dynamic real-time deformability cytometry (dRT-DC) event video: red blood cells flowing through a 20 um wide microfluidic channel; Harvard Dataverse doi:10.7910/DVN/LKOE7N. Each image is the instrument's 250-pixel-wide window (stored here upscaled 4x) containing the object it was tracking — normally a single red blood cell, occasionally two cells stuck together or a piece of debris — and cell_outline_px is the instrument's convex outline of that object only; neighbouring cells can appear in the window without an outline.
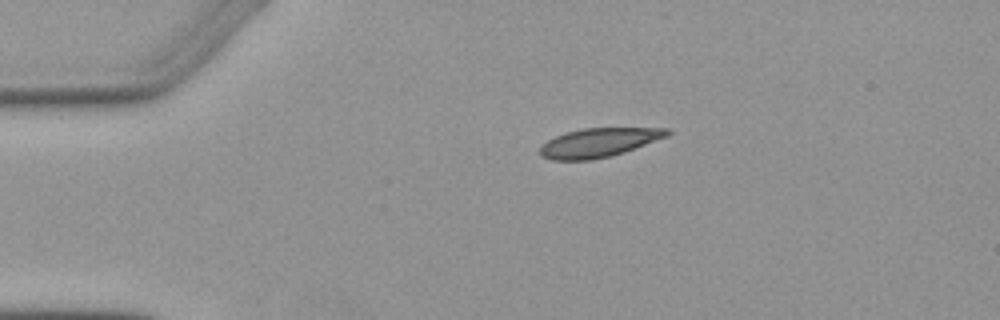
{"species": "Egyptian fruit bat (a non-hibernating species)", "species_latin": "Rousettus aegyptiacus", "temperature_condition": "warm", "stored_images_in_passage": 4, "camera_frame_rate_fps": 3000, "um_per_image_px": 0.085, "animal": {"sex": "female"}, "frame": {"image": 1, "passage_image": 1, "time_ms": 0.0, "image_size_px": [1000, 320], "cell_outline_px": [[672, 132], [668, 136], [624, 152], [612, 156], [592, 160], [552, 160], [540, 156], [540, 148], [548, 140], [556, 136], [568, 132], [584, 128], [668, 128]], "centroid_in_image_um": [50.91, 12.13], "position_along_channel_um": 34.1, "area_um2": 21.39}}
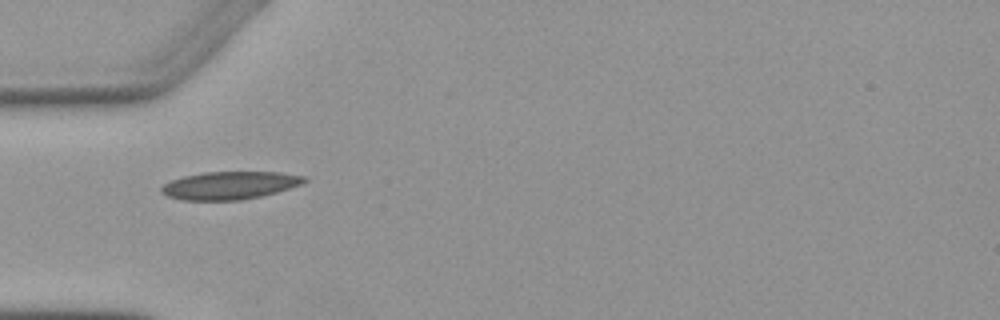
{"frame": {"image": 2, "passage_image": 3, "time_ms": 2.0, "image_size_px": [1000, 320], "cell_outline_px": [[308, 180], [300, 184], [276, 192], [260, 196], [240, 200], [180, 200], [168, 196], [160, 192], [160, 188], [164, 184], [172, 180], [184, 176], [204, 172], [280, 172], [308, 176]], "centroid_in_image_um": [19.52, 15.75], "position_along_channel_um": 65.5, "area_um2": 23.12}}